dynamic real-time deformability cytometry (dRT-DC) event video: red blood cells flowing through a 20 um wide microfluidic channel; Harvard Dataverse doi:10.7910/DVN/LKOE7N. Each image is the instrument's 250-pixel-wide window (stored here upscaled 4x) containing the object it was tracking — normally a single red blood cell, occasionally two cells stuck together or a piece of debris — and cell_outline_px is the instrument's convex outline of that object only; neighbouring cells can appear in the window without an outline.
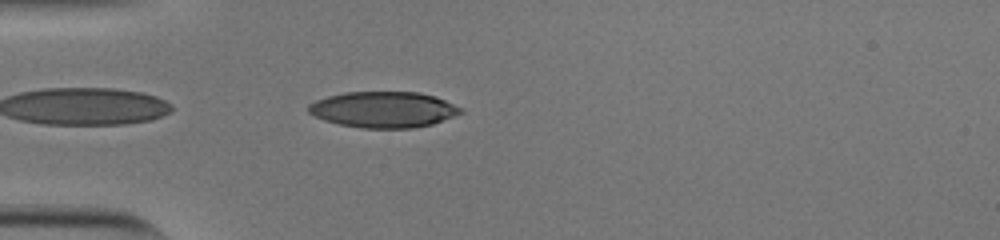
{"species": "human", "species_latin": "Homo sapiens", "temperature_condition": "cold", "stored_images_in_passage": 40, "camera_frame_rate_fps": 3000, "um_per_image_px": 0.085, "donor": {"sex": "male"}, "frame": {"image": 1, "passage_image": 2, "time_ms": 0.333, "image_size_px": [1000, 240], "cell_outline_px": [[464, 112], [432, 124], [412, 128], [360, 128], [340, 124], [324, 120], [308, 112], [308, 104], [316, 100], [328, 96], [344, 92], [420, 92], [436, 96], [464, 108]], "centroid_in_image_um": [32.62, 9.3], "position_along_channel_um": 52.4, "area_um2": 32.02}}
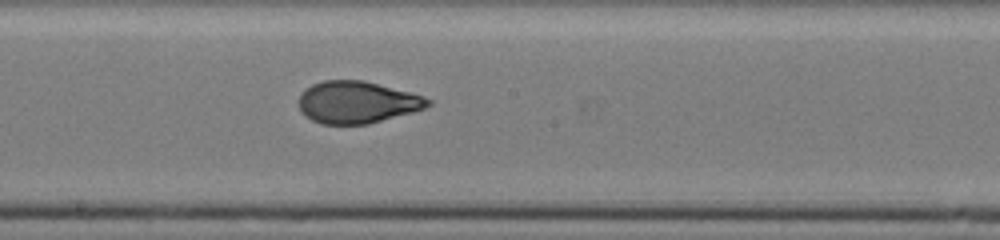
{"frame": {"image": 2, "passage_image": 16, "time_ms": 5.0, "image_size_px": [1000, 240], "cell_outline_px": [[432, 104], [424, 108], [412, 112], [368, 124], [320, 124], [304, 116], [300, 112], [300, 96], [312, 84], [324, 80], [364, 80], [424, 96], [432, 100]], "centroid_in_image_um": [30.36, 8.7], "position_along_channel_um": 217.8, "area_um2": 31.5}}
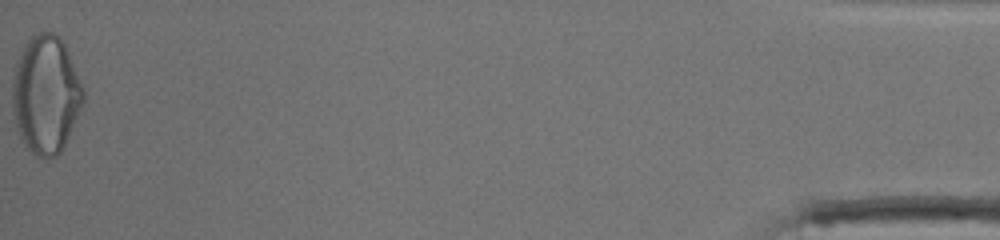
{"frame": {"image": 3, "passage_image": 40, "time_ms": 13.0, "image_size_px": [1000, 240], "cell_outline_px": [[84, 100], [64, 148], [56, 156], [48, 160], [36, 156], [24, 144], [20, 136], [16, 124], [12, 108], [12, 80], [16, 64], [28, 40], [32, 36], [40, 32], [52, 32], [60, 36], [64, 44], [84, 88]], "centroid_in_image_um": [3.9, 8.08], "position_along_channel_um": 431.3, "area_um2": 48.61}, "authors_computed_cell_mechanics": {"area_um2": 32.3391, "velocity_mm_per_s": 3.8319, "shape_relaxation_time_tau1_ms": 6.5564, "shape_relaxation_time_tau2_ms": 1.1911, "deformation_change_tau1": 0.2308, "deformation_change_tau2": 0.0715}}